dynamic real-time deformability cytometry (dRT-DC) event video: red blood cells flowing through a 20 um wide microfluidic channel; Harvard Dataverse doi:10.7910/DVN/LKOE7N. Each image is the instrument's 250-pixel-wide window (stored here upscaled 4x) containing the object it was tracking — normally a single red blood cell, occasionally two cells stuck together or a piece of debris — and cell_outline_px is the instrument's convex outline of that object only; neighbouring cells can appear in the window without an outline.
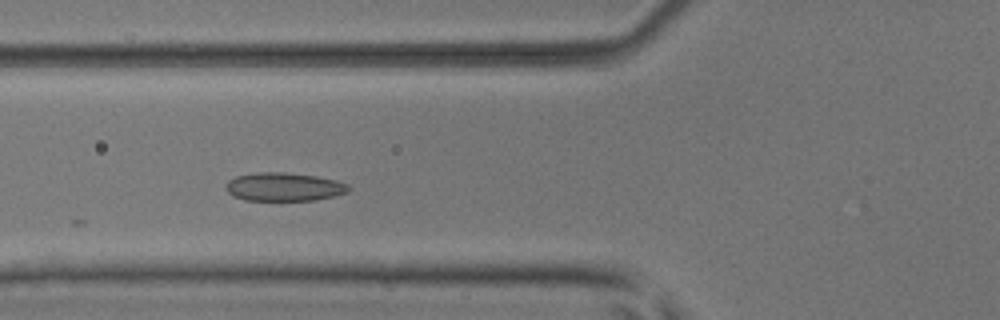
{"species": "common noctule bat (a hibernating species)", "species_latin": "Nyctalus noctula", "temperature_condition": "room temperature", "stored_images_in_passage": 19, "camera_frame_rate_fps": 3000, "um_per_image_px": 0.085, "animal": {"sex": "male", "body_mass_g": 17.9, "forearm_length_mm": 54.2}, "frame": {"image": 1, "passage_image": 16, "time_ms": 5.0, "image_size_px": [1000, 320], "cell_outline_px": [[352, 188], [348, 192], [336, 196], [312, 200], [244, 200], [232, 196], [224, 188], [228, 180], [236, 176], [256, 172], [284, 172], [316, 176], [336, 180], [348, 184]], "centroid_in_image_um": [24.14, 15.88], "position_along_channel_um": 101.7, "area_um2": 20.52}}
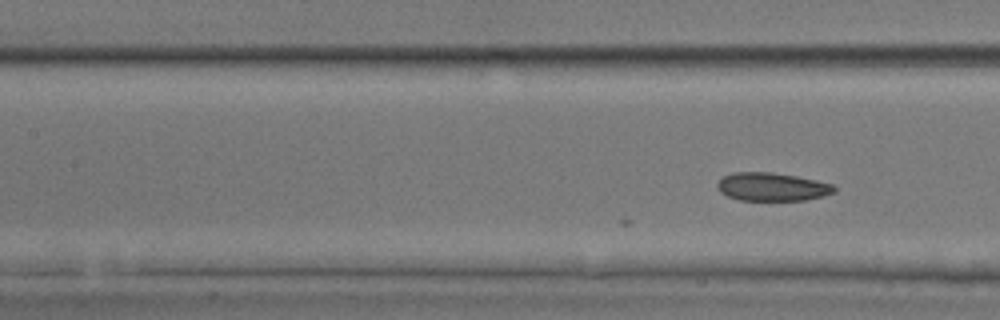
{"frame": {"image": 2, "passage_image": 19, "time_ms": 6.0, "image_size_px": [1000, 320], "cell_outline_px": [[836, 192], [824, 196], [804, 200], [740, 200], [728, 196], [720, 192], [716, 188], [716, 184], [724, 176], [732, 172], [772, 172], [796, 176], [816, 180], [832, 184], [836, 188]], "centroid_in_image_um": [65.62, 15.88], "position_along_channel_um": 141.8, "area_um2": 19.31}}